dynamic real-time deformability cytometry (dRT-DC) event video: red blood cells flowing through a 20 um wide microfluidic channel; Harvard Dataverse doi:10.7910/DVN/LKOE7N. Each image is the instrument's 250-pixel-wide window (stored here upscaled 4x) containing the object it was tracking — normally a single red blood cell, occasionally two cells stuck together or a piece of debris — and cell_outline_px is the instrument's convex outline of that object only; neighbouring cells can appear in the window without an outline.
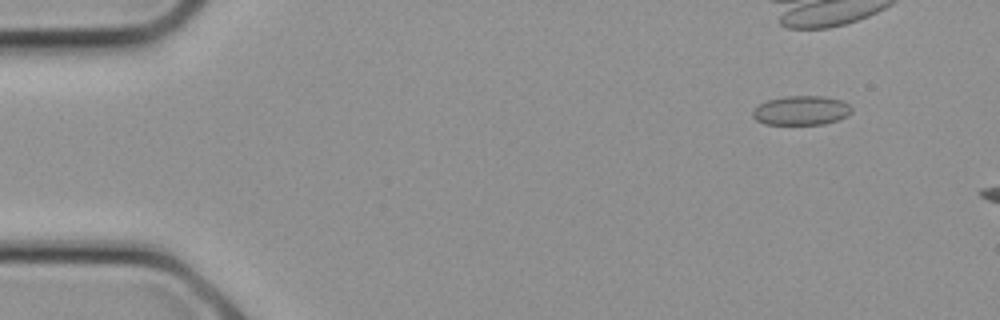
{"species": "common noctule bat (a hibernating species)", "species_latin": "Nyctalus noctula", "temperature_condition": "cold", "stored_images_in_passage": 6, "camera_frame_rate_fps": 3000, "um_per_image_px": 0.085, "animal": {"sex": "female", "body_mass_g": 21.9}, "frame": {"image": 1, "passage_image": 3, "time_ms": 0.667, "image_size_px": [1000, 320], "cell_outline_px": [[852, 112], [848, 116], [824, 124], [764, 124], [756, 120], [752, 116], [752, 112], [760, 104], [768, 100], [784, 96], [824, 96], [840, 100], [848, 104], [852, 108]], "centroid_in_image_um": [68.11, 9.39], "position_along_channel_um": 16.9, "area_um2": 16.82}}